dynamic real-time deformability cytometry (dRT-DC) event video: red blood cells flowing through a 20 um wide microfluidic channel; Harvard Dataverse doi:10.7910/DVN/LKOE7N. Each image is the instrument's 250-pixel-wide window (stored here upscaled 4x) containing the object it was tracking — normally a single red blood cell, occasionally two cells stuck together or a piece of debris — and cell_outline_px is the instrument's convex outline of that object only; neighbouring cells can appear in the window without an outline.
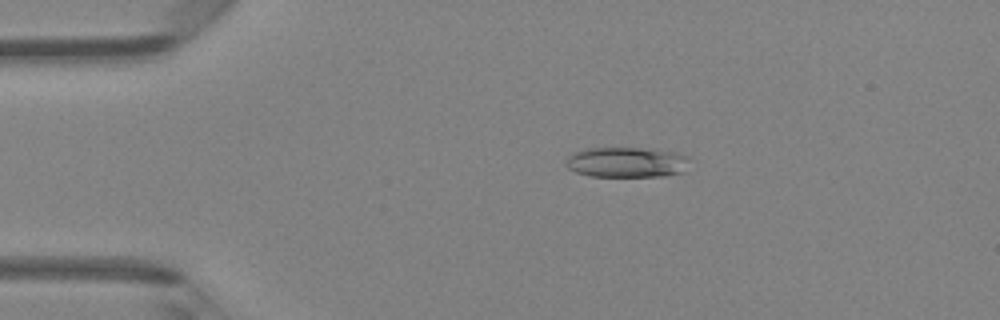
{"species": "Egyptian fruit bat (a non-hibernating species)", "species_latin": "Rousettus aegyptiacus", "temperature_condition": "room temperature", "stored_images_in_passage": 4, "camera_frame_rate_fps": 3000, "um_per_image_px": 0.085, "animal": {"sex": "female"}, "frame": {"image": 1, "passage_image": 2, "time_ms": 0.333, "image_size_px": [1000, 320], "cell_outline_px": [[688, 156], [684, 172], [664, 176], [588, 176], [576, 172], [568, 168], [564, 164], [568, 156], [572, 152], [588, 148], [640, 148], [676, 152]], "centroid_in_image_um": [53.21, 13.79], "position_along_channel_um": 31.8, "area_um2": 21.85}}
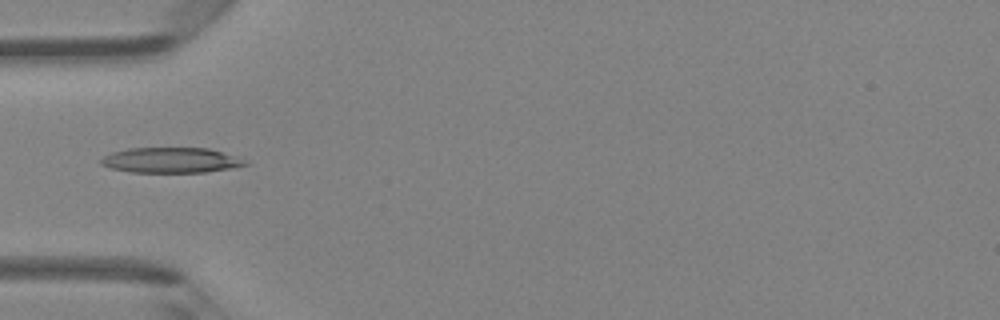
{"frame": {"image": 2, "passage_image": 4, "time_ms": 1.0, "image_size_px": [1000, 320], "cell_outline_px": [[252, 164], [232, 168], [204, 172], [132, 172], [112, 168], [100, 164], [100, 160], [104, 156], [112, 152], [128, 148], [208, 148], [236, 156]], "centroid_in_image_um": [14.55, 13.61], "position_along_channel_um": 70.4, "area_um2": 21.21}}